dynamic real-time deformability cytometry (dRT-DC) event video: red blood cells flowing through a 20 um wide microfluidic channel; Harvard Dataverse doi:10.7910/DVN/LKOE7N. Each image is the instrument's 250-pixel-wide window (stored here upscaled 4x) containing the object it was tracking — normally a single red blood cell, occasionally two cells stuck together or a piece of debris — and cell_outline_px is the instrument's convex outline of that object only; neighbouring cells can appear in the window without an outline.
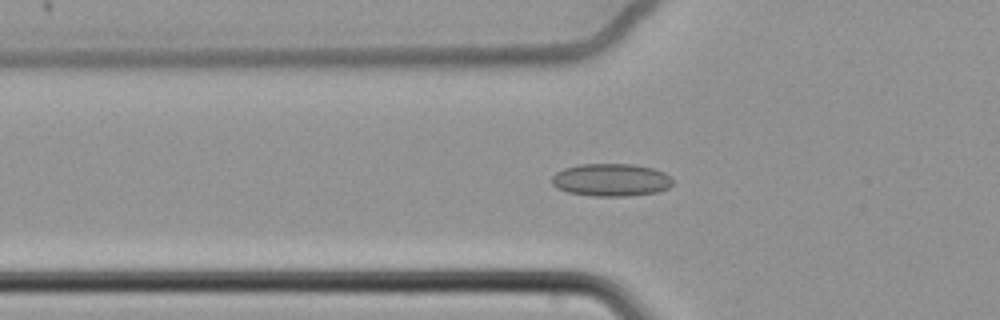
{"species": "common noctule bat (a hibernating species)", "species_latin": "Nyctalus noctula", "temperature_condition": "cold", "stored_images_in_passage": 45, "camera_frame_rate_fps": 3000, "um_per_image_px": 0.085, "animal": {"sex": "female", "body_mass_g": 22.7, "forearm_length_mm": 54.2}, "frame": {"image": 1, "passage_image": 5, "time_ms": 1.333, "image_size_px": [1000, 320], "cell_outline_px": [[672, 184], [668, 188], [656, 192], [628, 196], [592, 196], [568, 192], [556, 188], [552, 184], [552, 176], [556, 172], [564, 168], [580, 164], [632, 164], [652, 168], [664, 172], [672, 180]], "centroid_in_image_um": [51.91, 15.29], "position_along_channel_um": 73.9, "area_um2": 23.0}}
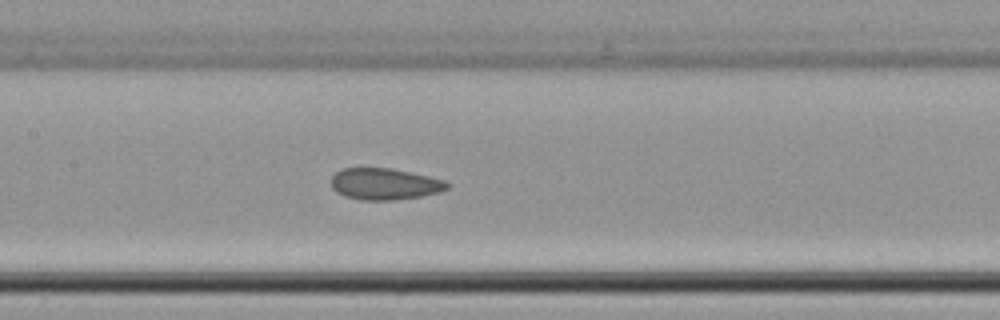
{"frame": {"image": 2, "passage_image": 14, "time_ms": 4.333, "image_size_px": [1000, 320], "cell_outline_px": [[452, 184], [448, 188], [440, 192], [420, 196], [392, 200], [360, 200], [344, 196], [336, 192], [332, 188], [332, 176], [340, 168], [392, 168], [428, 176], [444, 180]], "centroid_in_image_um": [32.69, 15.64], "position_along_channel_um": 174.7, "area_um2": 21.39}}
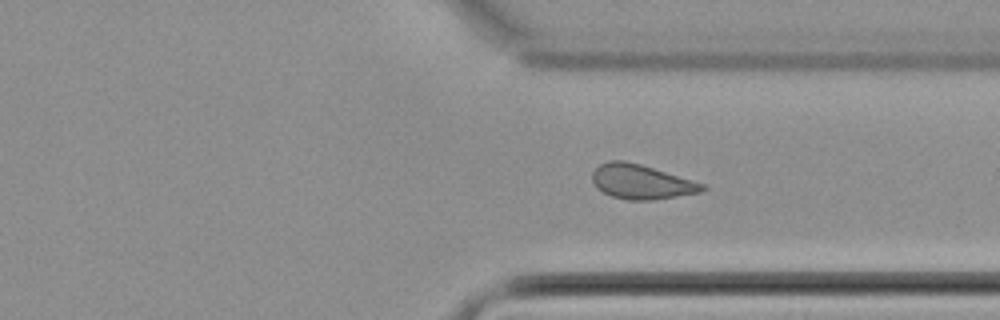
{"frame": {"image": 3, "passage_image": 30, "time_ms": 9.667, "image_size_px": [1000, 320], "cell_outline_px": [[708, 188], [700, 192], [652, 200], [628, 200], [612, 196], [596, 188], [592, 180], [592, 172], [600, 164], [608, 160], [624, 160], [640, 164], [704, 184]], "centroid_in_image_um": [54.47, 15.45], "position_along_channel_um": 356.9, "area_um2": 21.91}, "authors_computed_cell_mechanics": {"area_um2": 21.8484, "velocity_mm_per_s": 3.4075, "shape_relaxation_time_tau1_ms": null, "shape_relaxation_time_tau2_ms": 3.038, "deformation_change_tau1": null, "deformation_change_tau2": 0.0767}}